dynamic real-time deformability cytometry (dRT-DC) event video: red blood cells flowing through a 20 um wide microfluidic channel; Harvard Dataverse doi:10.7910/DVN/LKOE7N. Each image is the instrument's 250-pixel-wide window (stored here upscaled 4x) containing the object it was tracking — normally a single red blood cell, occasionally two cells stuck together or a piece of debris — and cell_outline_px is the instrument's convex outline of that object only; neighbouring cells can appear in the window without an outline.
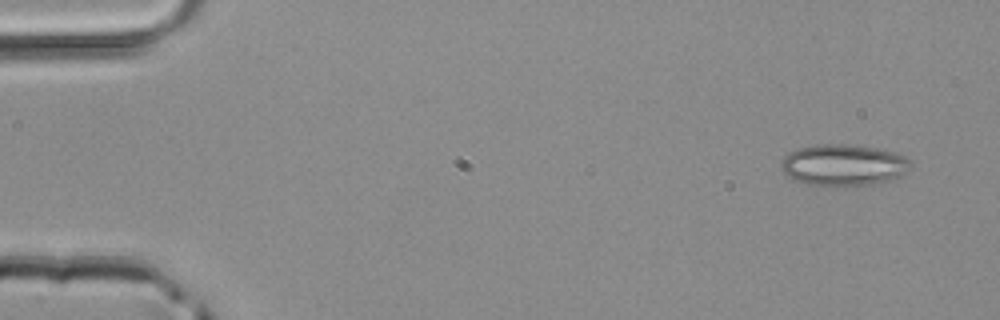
{"species": "common noctule bat (a hibernating species)", "species_latin": "Nyctalus noctula", "temperature_condition": "room temperature", "stored_images_in_passage": 4, "camera_frame_rate_fps": 3000, "um_per_image_px": 0.085, "animal": {"sex": "male", "body_mass_g": 20.4}, "frame": {"image": 1, "passage_image": 1, "time_ms": 0.0, "image_size_px": [1000, 320], "cell_outline_px": [[912, 164], [908, 172], [904, 176], [892, 180], [844, 188], [824, 188], [804, 184], [792, 180], [780, 168], [780, 160], [788, 152], [800, 148], [820, 144], [844, 144], [876, 148], [896, 152], [904, 156]], "centroid_in_image_um": [71.67, 14.08], "position_along_channel_um": 13.3, "area_um2": 32.37}}